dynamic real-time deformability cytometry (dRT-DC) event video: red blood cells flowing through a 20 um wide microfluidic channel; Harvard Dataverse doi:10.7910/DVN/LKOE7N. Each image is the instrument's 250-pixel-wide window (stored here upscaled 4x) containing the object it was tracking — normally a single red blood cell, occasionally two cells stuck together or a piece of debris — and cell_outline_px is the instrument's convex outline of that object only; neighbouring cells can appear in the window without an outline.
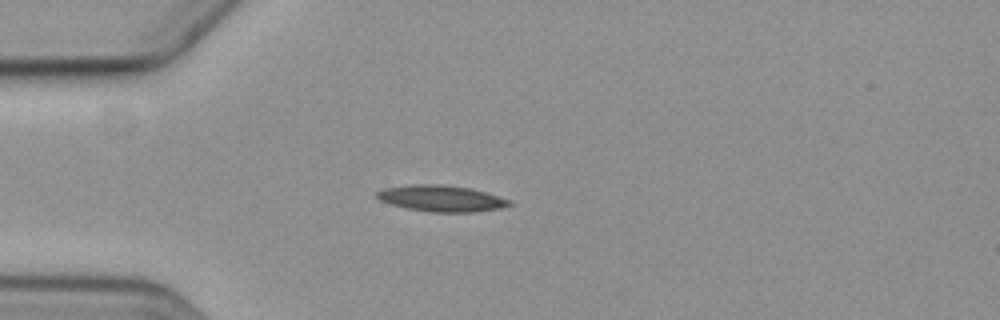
{"species": "common noctule bat (a hibernating species)", "species_latin": "Nyctalus noctula", "temperature_condition": "cold", "stored_images_in_passage": 5, "camera_frame_rate_fps": 3000, "um_per_image_px": 0.085, "animal": {"sex": "female", "body_mass_g": 19.3, "forearm_length_mm": 54.1}, "frame": {"image": 1, "passage_image": 1, "time_ms": 0.0, "image_size_px": [1000, 320], "cell_outline_px": [[512, 204], [500, 208], [472, 212], [428, 212], [408, 208], [392, 204], [380, 200], [376, 196], [376, 192], [384, 188], [412, 184], [440, 184], [468, 188], [484, 192], [508, 200]], "centroid_in_image_um": [37.46, 16.86], "position_along_channel_um": 47.5, "area_um2": 19.88}}
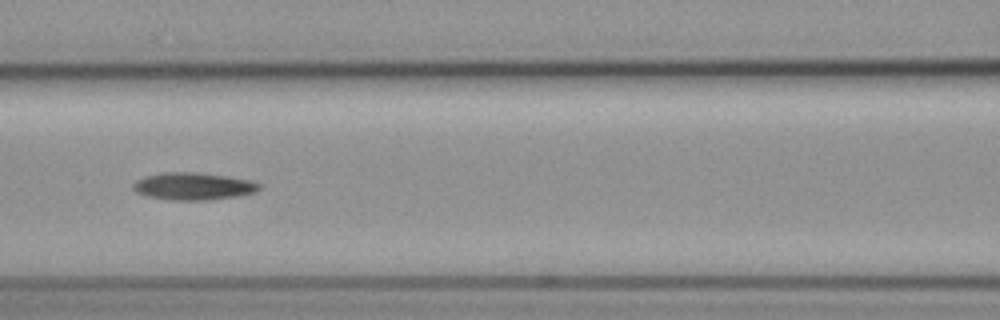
{"frame": {"image": 2, "passage_image": 4, "time_ms": 3.333, "image_size_px": [1000, 320], "cell_outline_px": [[260, 188], [256, 192], [240, 196], [208, 200], [172, 200], [148, 196], [136, 192], [132, 188], [132, 184], [136, 180], [144, 176], [164, 172], [196, 172], [224, 176], [248, 180], [260, 184]], "centroid_in_image_um": [16.4, 15.83], "position_along_channel_um": 150.2, "area_um2": 20.06}}
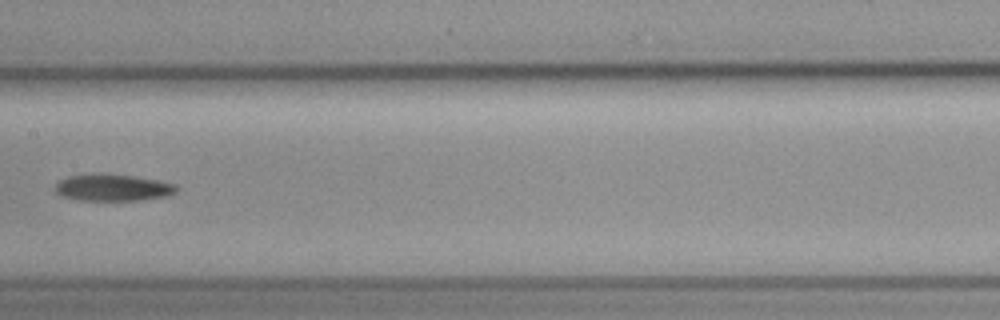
{"frame": {"image": 3, "passage_image": 5, "time_ms": 4.667, "image_size_px": [1000, 320], "cell_outline_px": [[180, 188], [176, 192], [168, 196], [144, 200], [80, 200], [60, 196], [56, 192], [56, 184], [60, 180], [68, 176], [132, 176], [156, 180], [176, 184]], "centroid_in_image_um": [9.66, 15.99], "position_along_channel_um": 197.7, "area_um2": 18.26}}